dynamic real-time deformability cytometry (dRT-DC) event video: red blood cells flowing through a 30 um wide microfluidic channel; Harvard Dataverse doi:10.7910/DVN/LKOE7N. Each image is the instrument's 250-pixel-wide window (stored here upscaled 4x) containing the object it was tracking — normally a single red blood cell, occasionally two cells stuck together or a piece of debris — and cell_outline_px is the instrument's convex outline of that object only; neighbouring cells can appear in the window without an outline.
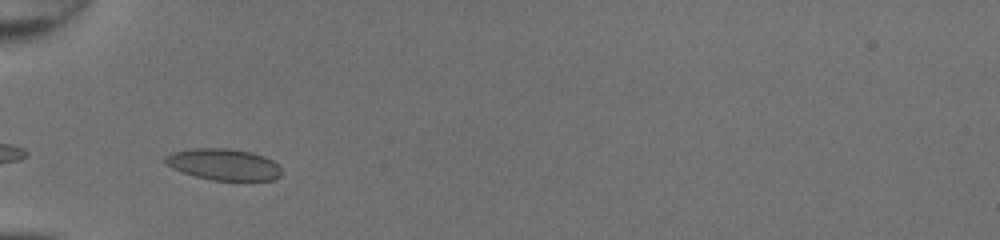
{"species": "common noctule bat (a hibernating species)", "species_latin": "Nyctalus noctula", "temperature_condition": "room temperature", "stored_images_in_passage": 4, "camera_frame_rate_fps": 3000, "um_per_image_px": 0.085, "animal": {"sex": "female", "body_mass_g": 20.0, "forearm_length_mm": 54.0}, "frame": {"image": 1, "passage_image": 1, "time_ms": 0.0, "image_size_px": [1000, 240], "cell_outline_px": [[280, 176], [272, 180], [212, 180], [196, 176], [172, 168], [164, 164], [160, 160], [164, 156], [172, 152], [192, 148], [228, 148], [252, 152], [264, 156], [280, 164]], "centroid_in_image_um": [18.97, 13.96], "position_along_channel_um": 66.0, "area_um2": 21.5}}